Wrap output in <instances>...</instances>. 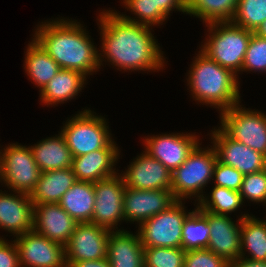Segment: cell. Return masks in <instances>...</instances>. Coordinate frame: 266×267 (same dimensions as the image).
<instances>
[{
    "label": "cell",
    "mask_w": 266,
    "mask_h": 267,
    "mask_svg": "<svg viewBox=\"0 0 266 267\" xmlns=\"http://www.w3.org/2000/svg\"><path fill=\"white\" fill-rule=\"evenodd\" d=\"M99 16V66L105 57L113 67L124 71H160L164 67L165 58L149 25L128 21L114 10H103Z\"/></svg>",
    "instance_id": "1"
},
{
    "label": "cell",
    "mask_w": 266,
    "mask_h": 267,
    "mask_svg": "<svg viewBox=\"0 0 266 267\" xmlns=\"http://www.w3.org/2000/svg\"><path fill=\"white\" fill-rule=\"evenodd\" d=\"M34 39L62 69L92 75L99 66L98 52L86 29L73 20L58 19L37 25Z\"/></svg>",
    "instance_id": "2"
},
{
    "label": "cell",
    "mask_w": 266,
    "mask_h": 267,
    "mask_svg": "<svg viewBox=\"0 0 266 267\" xmlns=\"http://www.w3.org/2000/svg\"><path fill=\"white\" fill-rule=\"evenodd\" d=\"M188 72L187 84L195 101L223 112L240 103L238 75L198 51Z\"/></svg>",
    "instance_id": "3"
},
{
    "label": "cell",
    "mask_w": 266,
    "mask_h": 267,
    "mask_svg": "<svg viewBox=\"0 0 266 267\" xmlns=\"http://www.w3.org/2000/svg\"><path fill=\"white\" fill-rule=\"evenodd\" d=\"M208 38L201 44V51L222 67L234 74L241 72L245 53L253 31L239 27L232 22L207 24Z\"/></svg>",
    "instance_id": "4"
},
{
    "label": "cell",
    "mask_w": 266,
    "mask_h": 267,
    "mask_svg": "<svg viewBox=\"0 0 266 267\" xmlns=\"http://www.w3.org/2000/svg\"><path fill=\"white\" fill-rule=\"evenodd\" d=\"M210 147L202 150L198 145L186 161L172 172L171 191L176 200L194 196L197 197L196 202L204 196L203 189L212 180L218 160L214 147Z\"/></svg>",
    "instance_id": "5"
},
{
    "label": "cell",
    "mask_w": 266,
    "mask_h": 267,
    "mask_svg": "<svg viewBox=\"0 0 266 267\" xmlns=\"http://www.w3.org/2000/svg\"><path fill=\"white\" fill-rule=\"evenodd\" d=\"M106 119L85 109L68 119L60 133L73 157L105 148L113 139Z\"/></svg>",
    "instance_id": "6"
},
{
    "label": "cell",
    "mask_w": 266,
    "mask_h": 267,
    "mask_svg": "<svg viewBox=\"0 0 266 267\" xmlns=\"http://www.w3.org/2000/svg\"><path fill=\"white\" fill-rule=\"evenodd\" d=\"M3 149L0 151V182L13 192L30 195L41 175L32 150L17 143Z\"/></svg>",
    "instance_id": "7"
},
{
    "label": "cell",
    "mask_w": 266,
    "mask_h": 267,
    "mask_svg": "<svg viewBox=\"0 0 266 267\" xmlns=\"http://www.w3.org/2000/svg\"><path fill=\"white\" fill-rule=\"evenodd\" d=\"M184 201L177 200L168 209L147 219L138 227L143 247L182 248V227L186 217Z\"/></svg>",
    "instance_id": "8"
},
{
    "label": "cell",
    "mask_w": 266,
    "mask_h": 267,
    "mask_svg": "<svg viewBox=\"0 0 266 267\" xmlns=\"http://www.w3.org/2000/svg\"><path fill=\"white\" fill-rule=\"evenodd\" d=\"M219 126L229 137L266 156V115L240 103L220 113Z\"/></svg>",
    "instance_id": "9"
},
{
    "label": "cell",
    "mask_w": 266,
    "mask_h": 267,
    "mask_svg": "<svg viewBox=\"0 0 266 267\" xmlns=\"http://www.w3.org/2000/svg\"><path fill=\"white\" fill-rule=\"evenodd\" d=\"M125 187L123 177L119 173L94 182L95 204L90 223L116 231L118 227L115 226L125 220L123 213Z\"/></svg>",
    "instance_id": "10"
},
{
    "label": "cell",
    "mask_w": 266,
    "mask_h": 267,
    "mask_svg": "<svg viewBox=\"0 0 266 267\" xmlns=\"http://www.w3.org/2000/svg\"><path fill=\"white\" fill-rule=\"evenodd\" d=\"M20 267H66L65 247L34 230L14 240Z\"/></svg>",
    "instance_id": "11"
},
{
    "label": "cell",
    "mask_w": 266,
    "mask_h": 267,
    "mask_svg": "<svg viewBox=\"0 0 266 267\" xmlns=\"http://www.w3.org/2000/svg\"><path fill=\"white\" fill-rule=\"evenodd\" d=\"M110 232L90 222L78 223L65 246L66 267L74 262L106 258Z\"/></svg>",
    "instance_id": "12"
},
{
    "label": "cell",
    "mask_w": 266,
    "mask_h": 267,
    "mask_svg": "<svg viewBox=\"0 0 266 267\" xmlns=\"http://www.w3.org/2000/svg\"><path fill=\"white\" fill-rule=\"evenodd\" d=\"M160 135V136H159ZM145 138L144 151L157 159L171 173L180 167L200 144L195 134H159Z\"/></svg>",
    "instance_id": "13"
},
{
    "label": "cell",
    "mask_w": 266,
    "mask_h": 267,
    "mask_svg": "<svg viewBox=\"0 0 266 267\" xmlns=\"http://www.w3.org/2000/svg\"><path fill=\"white\" fill-rule=\"evenodd\" d=\"M211 140L218 160L243 175L256 173L266 168V156L229 137L220 127L211 131Z\"/></svg>",
    "instance_id": "14"
},
{
    "label": "cell",
    "mask_w": 266,
    "mask_h": 267,
    "mask_svg": "<svg viewBox=\"0 0 266 267\" xmlns=\"http://www.w3.org/2000/svg\"><path fill=\"white\" fill-rule=\"evenodd\" d=\"M176 201L171 190H138L126 186L123 195L124 219L137 222L140 226Z\"/></svg>",
    "instance_id": "15"
},
{
    "label": "cell",
    "mask_w": 266,
    "mask_h": 267,
    "mask_svg": "<svg viewBox=\"0 0 266 267\" xmlns=\"http://www.w3.org/2000/svg\"><path fill=\"white\" fill-rule=\"evenodd\" d=\"M208 219L210 227L209 245L207 249L222 257L228 263L240 257L241 219L250 216L244 214L238 223H234L229 215L214 214L200 210Z\"/></svg>",
    "instance_id": "16"
},
{
    "label": "cell",
    "mask_w": 266,
    "mask_h": 267,
    "mask_svg": "<svg viewBox=\"0 0 266 267\" xmlns=\"http://www.w3.org/2000/svg\"><path fill=\"white\" fill-rule=\"evenodd\" d=\"M135 159L121 174L125 186L138 190H171L172 173L164 165L145 151Z\"/></svg>",
    "instance_id": "17"
},
{
    "label": "cell",
    "mask_w": 266,
    "mask_h": 267,
    "mask_svg": "<svg viewBox=\"0 0 266 267\" xmlns=\"http://www.w3.org/2000/svg\"><path fill=\"white\" fill-rule=\"evenodd\" d=\"M77 225L58 203L34 205L33 230L51 241L65 247Z\"/></svg>",
    "instance_id": "18"
},
{
    "label": "cell",
    "mask_w": 266,
    "mask_h": 267,
    "mask_svg": "<svg viewBox=\"0 0 266 267\" xmlns=\"http://www.w3.org/2000/svg\"><path fill=\"white\" fill-rule=\"evenodd\" d=\"M112 140L105 148L73 157L72 170L77 181L97 182L117 174L114 168L119 149Z\"/></svg>",
    "instance_id": "19"
},
{
    "label": "cell",
    "mask_w": 266,
    "mask_h": 267,
    "mask_svg": "<svg viewBox=\"0 0 266 267\" xmlns=\"http://www.w3.org/2000/svg\"><path fill=\"white\" fill-rule=\"evenodd\" d=\"M14 194L0 190V228L17 237L33 230L34 205L30 195Z\"/></svg>",
    "instance_id": "20"
},
{
    "label": "cell",
    "mask_w": 266,
    "mask_h": 267,
    "mask_svg": "<svg viewBox=\"0 0 266 267\" xmlns=\"http://www.w3.org/2000/svg\"><path fill=\"white\" fill-rule=\"evenodd\" d=\"M106 258L110 267H145L144 247L139 234L124 229L111 231Z\"/></svg>",
    "instance_id": "21"
},
{
    "label": "cell",
    "mask_w": 266,
    "mask_h": 267,
    "mask_svg": "<svg viewBox=\"0 0 266 267\" xmlns=\"http://www.w3.org/2000/svg\"><path fill=\"white\" fill-rule=\"evenodd\" d=\"M122 4L138 18L120 14L124 19L151 27L162 24L169 18L170 11L187 13V4L183 0H124Z\"/></svg>",
    "instance_id": "22"
},
{
    "label": "cell",
    "mask_w": 266,
    "mask_h": 267,
    "mask_svg": "<svg viewBox=\"0 0 266 267\" xmlns=\"http://www.w3.org/2000/svg\"><path fill=\"white\" fill-rule=\"evenodd\" d=\"M29 147L41 172L72 168L73 156L61 133Z\"/></svg>",
    "instance_id": "23"
},
{
    "label": "cell",
    "mask_w": 266,
    "mask_h": 267,
    "mask_svg": "<svg viewBox=\"0 0 266 267\" xmlns=\"http://www.w3.org/2000/svg\"><path fill=\"white\" fill-rule=\"evenodd\" d=\"M86 79L85 74L61 68L46 86L39 90L41 102L45 105H57L73 99L83 89Z\"/></svg>",
    "instance_id": "24"
},
{
    "label": "cell",
    "mask_w": 266,
    "mask_h": 267,
    "mask_svg": "<svg viewBox=\"0 0 266 267\" xmlns=\"http://www.w3.org/2000/svg\"><path fill=\"white\" fill-rule=\"evenodd\" d=\"M77 182L72 168L41 172L34 191L30 194L33 205L59 203L64 193Z\"/></svg>",
    "instance_id": "25"
},
{
    "label": "cell",
    "mask_w": 266,
    "mask_h": 267,
    "mask_svg": "<svg viewBox=\"0 0 266 267\" xmlns=\"http://www.w3.org/2000/svg\"><path fill=\"white\" fill-rule=\"evenodd\" d=\"M58 204L78 223L91 222L95 204L94 183L75 182Z\"/></svg>",
    "instance_id": "26"
},
{
    "label": "cell",
    "mask_w": 266,
    "mask_h": 267,
    "mask_svg": "<svg viewBox=\"0 0 266 267\" xmlns=\"http://www.w3.org/2000/svg\"><path fill=\"white\" fill-rule=\"evenodd\" d=\"M25 53V72L41 90L61 68L34 38Z\"/></svg>",
    "instance_id": "27"
},
{
    "label": "cell",
    "mask_w": 266,
    "mask_h": 267,
    "mask_svg": "<svg viewBox=\"0 0 266 267\" xmlns=\"http://www.w3.org/2000/svg\"><path fill=\"white\" fill-rule=\"evenodd\" d=\"M244 251L250 255L247 257ZM240 257L266 261V220L252 215L241 219Z\"/></svg>",
    "instance_id": "28"
},
{
    "label": "cell",
    "mask_w": 266,
    "mask_h": 267,
    "mask_svg": "<svg viewBox=\"0 0 266 267\" xmlns=\"http://www.w3.org/2000/svg\"><path fill=\"white\" fill-rule=\"evenodd\" d=\"M238 0H190L187 3V13L203 20V23L231 22Z\"/></svg>",
    "instance_id": "29"
},
{
    "label": "cell",
    "mask_w": 266,
    "mask_h": 267,
    "mask_svg": "<svg viewBox=\"0 0 266 267\" xmlns=\"http://www.w3.org/2000/svg\"><path fill=\"white\" fill-rule=\"evenodd\" d=\"M210 227L207 217L196 207L185 219L182 227V249L185 251L207 248Z\"/></svg>",
    "instance_id": "30"
},
{
    "label": "cell",
    "mask_w": 266,
    "mask_h": 267,
    "mask_svg": "<svg viewBox=\"0 0 266 267\" xmlns=\"http://www.w3.org/2000/svg\"><path fill=\"white\" fill-rule=\"evenodd\" d=\"M209 196L211 197L205 195L198 201L196 207L199 210L228 215L239 210V207L244 203L240 191H234L216 185L212 187Z\"/></svg>",
    "instance_id": "31"
},
{
    "label": "cell",
    "mask_w": 266,
    "mask_h": 267,
    "mask_svg": "<svg viewBox=\"0 0 266 267\" xmlns=\"http://www.w3.org/2000/svg\"><path fill=\"white\" fill-rule=\"evenodd\" d=\"M266 20V0H238L232 23L255 32Z\"/></svg>",
    "instance_id": "32"
},
{
    "label": "cell",
    "mask_w": 266,
    "mask_h": 267,
    "mask_svg": "<svg viewBox=\"0 0 266 267\" xmlns=\"http://www.w3.org/2000/svg\"><path fill=\"white\" fill-rule=\"evenodd\" d=\"M182 248L144 247L145 267H184Z\"/></svg>",
    "instance_id": "33"
},
{
    "label": "cell",
    "mask_w": 266,
    "mask_h": 267,
    "mask_svg": "<svg viewBox=\"0 0 266 267\" xmlns=\"http://www.w3.org/2000/svg\"><path fill=\"white\" fill-rule=\"evenodd\" d=\"M266 72V38L254 32L249 41L241 72Z\"/></svg>",
    "instance_id": "34"
},
{
    "label": "cell",
    "mask_w": 266,
    "mask_h": 267,
    "mask_svg": "<svg viewBox=\"0 0 266 267\" xmlns=\"http://www.w3.org/2000/svg\"><path fill=\"white\" fill-rule=\"evenodd\" d=\"M240 194L243 201L266 204V171L244 175Z\"/></svg>",
    "instance_id": "35"
},
{
    "label": "cell",
    "mask_w": 266,
    "mask_h": 267,
    "mask_svg": "<svg viewBox=\"0 0 266 267\" xmlns=\"http://www.w3.org/2000/svg\"><path fill=\"white\" fill-rule=\"evenodd\" d=\"M184 267H230V263L204 248L185 251Z\"/></svg>",
    "instance_id": "36"
},
{
    "label": "cell",
    "mask_w": 266,
    "mask_h": 267,
    "mask_svg": "<svg viewBox=\"0 0 266 267\" xmlns=\"http://www.w3.org/2000/svg\"><path fill=\"white\" fill-rule=\"evenodd\" d=\"M212 178L214 179V185L216 186L240 191L244 175L237 169L229 165H225L217 160Z\"/></svg>",
    "instance_id": "37"
},
{
    "label": "cell",
    "mask_w": 266,
    "mask_h": 267,
    "mask_svg": "<svg viewBox=\"0 0 266 267\" xmlns=\"http://www.w3.org/2000/svg\"><path fill=\"white\" fill-rule=\"evenodd\" d=\"M11 242L0 237V267H20L16 244Z\"/></svg>",
    "instance_id": "38"
},
{
    "label": "cell",
    "mask_w": 266,
    "mask_h": 267,
    "mask_svg": "<svg viewBox=\"0 0 266 267\" xmlns=\"http://www.w3.org/2000/svg\"><path fill=\"white\" fill-rule=\"evenodd\" d=\"M230 267H266V261H256L244 257H238L230 263Z\"/></svg>",
    "instance_id": "39"
},
{
    "label": "cell",
    "mask_w": 266,
    "mask_h": 267,
    "mask_svg": "<svg viewBox=\"0 0 266 267\" xmlns=\"http://www.w3.org/2000/svg\"><path fill=\"white\" fill-rule=\"evenodd\" d=\"M70 267H110L107 258L74 262Z\"/></svg>",
    "instance_id": "40"
},
{
    "label": "cell",
    "mask_w": 266,
    "mask_h": 267,
    "mask_svg": "<svg viewBox=\"0 0 266 267\" xmlns=\"http://www.w3.org/2000/svg\"><path fill=\"white\" fill-rule=\"evenodd\" d=\"M260 37L266 38V20L254 32Z\"/></svg>",
    "instance_id": "41"
},
{
    "label": "cell",
    "mask_w": 266,
    "mask_h": 267,
    "mask_svg": "<svg viewBox=\"0 0 266 267\" xmlns=\"http://www.w3.org/2000/svg\"><path fill=\"white\" fill-rule=\"evenodd\" d=\"M186 4L190 1V0H183Z\"/></svg>",
    "instance_id": "42"
}]
</instances>
